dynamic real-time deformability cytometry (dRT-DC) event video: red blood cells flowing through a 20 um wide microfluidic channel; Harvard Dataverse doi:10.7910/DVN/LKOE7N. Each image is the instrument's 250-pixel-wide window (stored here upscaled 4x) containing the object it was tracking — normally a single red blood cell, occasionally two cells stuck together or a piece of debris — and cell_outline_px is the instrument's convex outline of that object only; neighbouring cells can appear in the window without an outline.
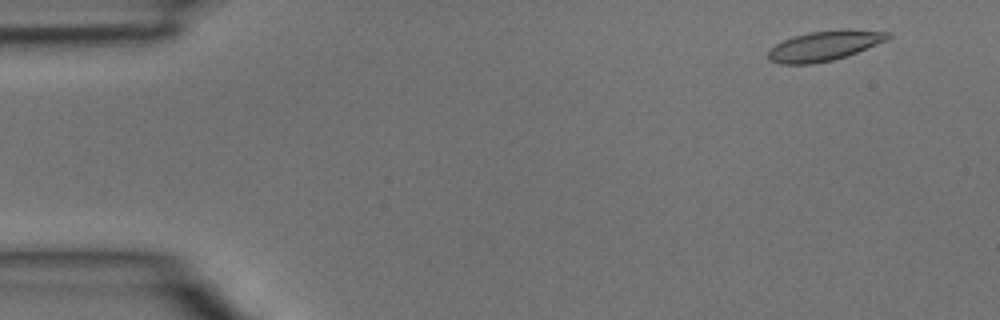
{"species": "common noctule bat (a hibernating species)", "species_latin": "Nyctalus noctula", "temperature_condition": "room temperature", "stored_images_in_passage": 4, "camera_frame_rate_fps": 3000, "um_per_image_px": 0.085, "animal": {"sex": "male", "body_mass_g": 15.6}, "frame": {"image": 1, "passage_image": 1, "time_ms": 0.0, "image_size_px": [1000, 320], "cell_outline_px": [[892, 36], [888, 40], [856, 52], [832, 60], [812, 64], [780, 64], [768, 60], [768, 52], [776, 44], [784, 40], [808, 32], [840, 28], [848, 28], [892, 32]], "centroid_in_image_um": [70.13, 3.86], "position_along_channel_um": 14.9, "area_um2": 21.04}}
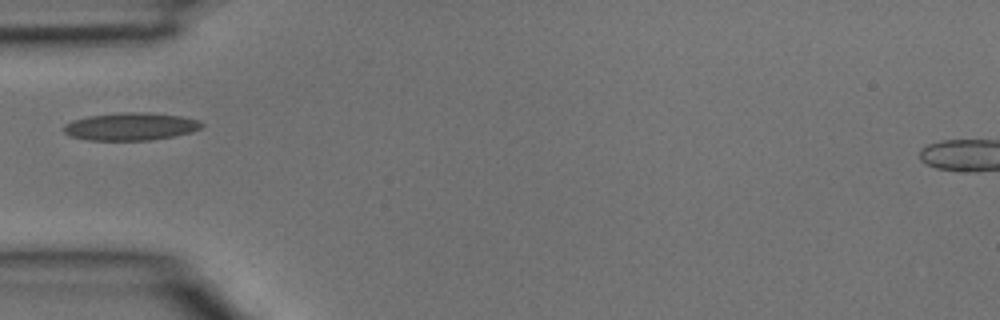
{"frame": {"image": 2, "passage_image": 4, "time_ms": 1.0, "image_size_px": [1000, 320], "cell_outline_px": [[204, 124], [200, 128], [192, 132], [152, 140], [88, 140], [72, 136], [64, 132], [60, 128], [64, 124], [72, 120], [88, 116], [124, 112], [148, 112], [180, 116], [200, 120]], "centroid_in_image_um": [11.09, 10.75], "position_along_channel_um": 73.9, "area_um2": 22.31}}